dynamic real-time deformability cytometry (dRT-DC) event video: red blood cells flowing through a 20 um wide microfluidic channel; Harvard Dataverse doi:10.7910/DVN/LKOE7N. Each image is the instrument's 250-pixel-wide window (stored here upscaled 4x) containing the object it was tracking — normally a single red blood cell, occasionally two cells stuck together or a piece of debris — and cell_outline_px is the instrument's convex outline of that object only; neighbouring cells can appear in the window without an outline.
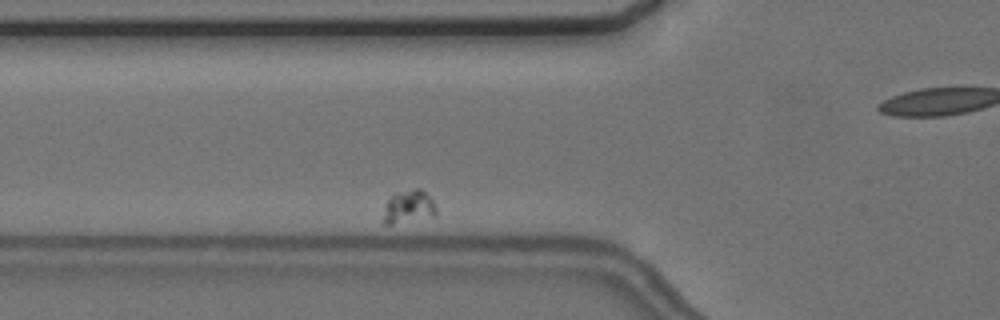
{"species": "common noctule bat (a hibernating species)", "species_latin": "Nyctalus noctula", "temperature_condition": "cold", "stored_images_in_passage": 5, "segment_of_instrument_passage": [1, 2], "camera_frame_rate_fps": 3000, "um_per_image_px": 0.085, "animal": {"sex": "female", "body_mass_g": 24.6, "forearm_length_mm": 56.2}, "frame": {"image": 1, "passage_image": 4, "time_ms": 3.333, "image_size_px": [1000, 320], "cell_outline_px": [[436, 216], [392, 224], [384, 224], [384, 204], [396, 192], [416, 188], [420, 188], [432, 200], [436, 208]], "centroid_in_image_um": [34.73, 17.58], "position_along_channel_um": 91.1, "area_um2": 10.12}}